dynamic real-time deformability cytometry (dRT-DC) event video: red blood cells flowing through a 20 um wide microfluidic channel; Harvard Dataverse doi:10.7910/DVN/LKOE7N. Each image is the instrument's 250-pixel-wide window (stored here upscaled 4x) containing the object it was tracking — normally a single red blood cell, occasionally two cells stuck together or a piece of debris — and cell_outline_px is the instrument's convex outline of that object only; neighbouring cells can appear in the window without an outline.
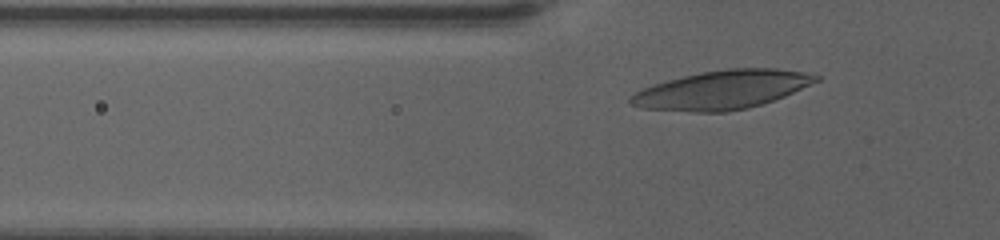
{"species": "human", "species_latin": "Homo sapiens", "temperature_condition": "warm", "stored_images_in_passage": 43, "camera_frame_rate_fps": 3000, "um_per_image_px": 0.085, "donor": {"sex": "female"}, "frame": {"image": 1, "passage_image": 11, "time_ms": 3.333, "image_size_px": [1000, 240], "cell_outline_px": [[820, 80], [784, 96], [748, 108], [728, 112], [696, 112], [640, 108], [632, 104], [628, 100], [628, 96], [644, 88], [668, 80], [700, 72], [728, 68], [776, 68], [804, 72], [820, 76]], "centroid_in_image_um": [61.37, 7.63], "position_along_channel_um": 64.4, "area_um2": 41.56}}
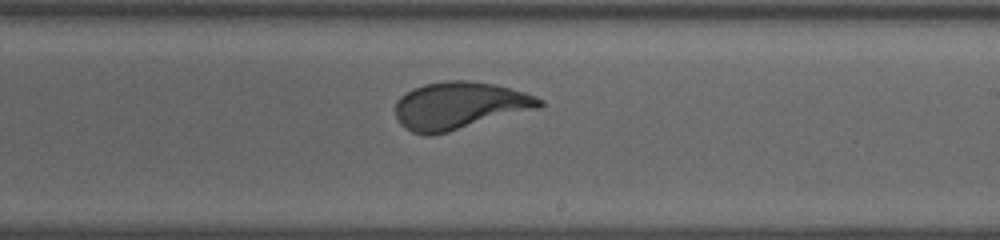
{"frame": {"image": 2, "passage_image": 28, "time_ms": 9.0, "image_size_px": [1000, 240], "cell_outline_px": [[544, 104], [540, 108], [448, 132], [432, 136], [424, 136], [412, 132], [404, 128], [400, 124], [396, 116], [396, 100], [400, 96], [412, 88], [424, 84], [448, 80], [468, 80], [492, 84], [524, 92], [536, 96], [544, 100]], "centroid_in_image_um": [39.04, 8.99], "position_along_channel_um": 250.0, "area_um2": 40.0}}
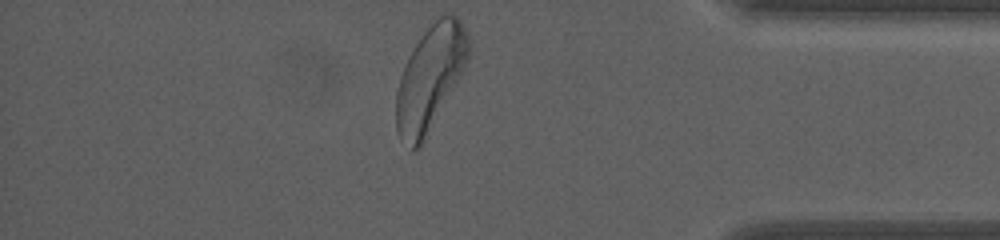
{"frame": {"image": 3, "passage_image": 43, "time_ms": 14.0, "image_size_px": [1000, 240], "cell_outline_px": [[468, 56], [464, 68], [460, 76], [420, 148], [412, 152], [400, 140], [396, 132], [396, 92], [400, 76], [416, 44], [424, 32], [440, 16], [448, 12], [456, 16], [460, 20], [468, 36]], "centroid_in_image_um": [36.53, 6.69], "position_along_channel_um": 398.7, "area_um2": 43.41}, "authors_computed_cell_mechanics": {"area_um2": 39.4196, "velocity_mm_per_s": 3.411, "shape_relaxation_time_tau1_ms": 3.7097, "shape_relaxation_time_tau2_ms": 1.0079, "deformation_change_tau1": 0.1924, "deformation_change_tau2": 0.0787}}